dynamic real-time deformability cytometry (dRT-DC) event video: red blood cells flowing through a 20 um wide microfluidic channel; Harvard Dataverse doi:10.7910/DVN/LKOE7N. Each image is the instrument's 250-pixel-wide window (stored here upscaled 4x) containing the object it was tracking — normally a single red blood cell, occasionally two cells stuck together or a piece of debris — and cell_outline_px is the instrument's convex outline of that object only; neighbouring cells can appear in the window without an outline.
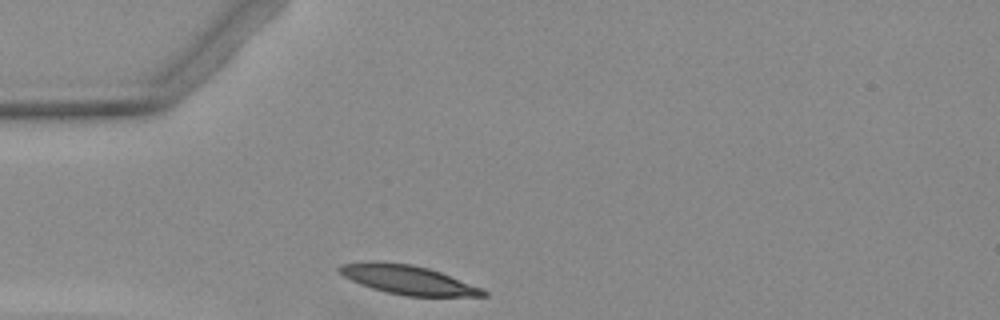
{"species": "Egyptian fruit bat (a non-hibernating species)", "species_latin": "Rousettus aegyptiacus", "temperature_condition": "warm", "stored_images_in_passage": 1, "camera_frame_rate_fps": 3000, "um_per_image_px": 0.085, "animal": {"sex": "female"}, "frame": {"image": 1, "passage_image": 1, "time_ms": 0.0, "image_size_px": [1000, 320], "cell_outline_px": [[488, 296], [404, 296], [372, 288], [360, 284], [344, 276], [336, 268], [340, 264], [412, 264], [428, 268], [440, 272], [484, 288], [488, 292]], "centroid_in_image_um": [34.81, 23.83], "position_along_channel_um": 50.2, "area_um2": 23.47}}